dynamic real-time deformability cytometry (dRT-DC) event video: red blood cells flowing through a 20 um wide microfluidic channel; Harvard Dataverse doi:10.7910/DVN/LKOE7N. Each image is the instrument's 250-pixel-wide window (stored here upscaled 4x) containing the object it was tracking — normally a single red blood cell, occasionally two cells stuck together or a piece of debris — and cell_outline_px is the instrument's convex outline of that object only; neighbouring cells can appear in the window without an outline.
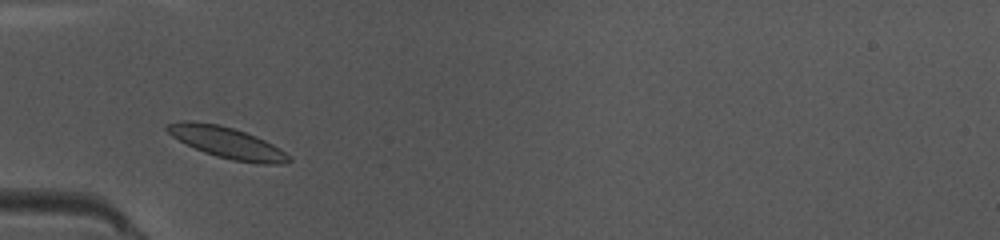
{"species": "common noctule bat (a hibernating species)", "species_latin": "Nyctalus noctula", "temperature_condition": "warm", "stored_images_in_passage": 38, "camera_frame_rate_fps": 3000, "um_per_image_px": 0.085, "animal": {"sex": "female", "body_mass_g": 10.0, "forearm_length_mm": 53.1}, "frame": {"image": 1, "passage_image": 4, "time_ms": 1.0, "image_size_px": [1000, 240], "cell_outline_px": [[292, 160], [284, 164], [260, 164], [232, 160], [216, 156], [204, 152], [172, 136], [164, 128], [168, 124], [184, 120], [192, 120], [220, 124], [256, 136], [280, 148]], "centroid_in_image_um": [19.3, 12.12], "position_along_channel_um": 65.7, "area_um2": 21.96}}
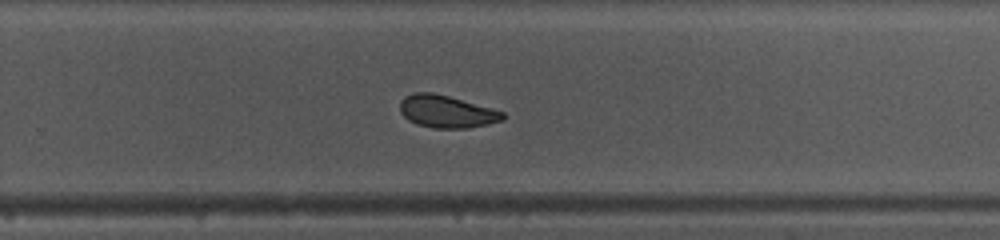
{"frame": {"image": 2, "passage_image": 21, "time_ms": 6.667, "image_size_px": [1000, 240], "cell_outline_px": [[504, 120], [488, 124], [468, 128], [432, 128], [416, 124], [408, 120], [400, 112], [400, 100], [404, 96], [412, 92], [432, 92], [448, 96], [492, 108], [504, 112]], "centroid_in_image_um": [37.93, 9.48], "position_along_channel_um": 291.9, "area_um2": 19.54}}
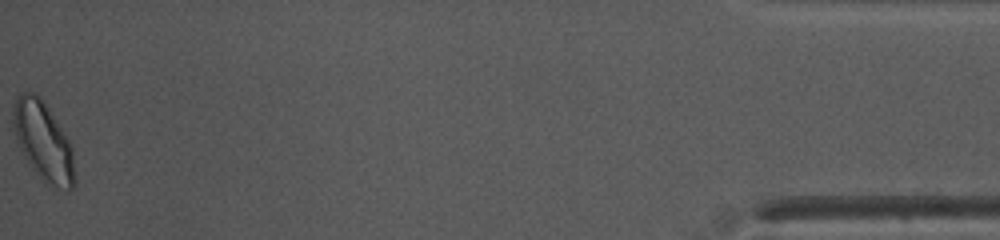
{"frame": {"image": 3, "passage_image": 38, "time_ms": 12.333, "image_size_px": [1000, 240], "cell_outline_px": [[76, 184], [68, 192], [52, 184], [40, 176], [28, 164], [16, 140], [12, 124], [12, 104], [20, 92], [32, 92], [40, 96], [44, 100], [64, 132], [72, 148], [76, 180]], "centroid_in_image_um": [3.67, 11.97], "position_along_channel_um": 431.5, "area_um2": 28.44}, "authors_computed_cell_mechanics": {"area_um2": 20.2878, "velocity_mm_per_s": 4.0078, "shape_relaxation_time_tau1_ms": 4.1424, "shape_relaxation_time_tau2_ms": 1.2661, "deformation_change_tau1": 0.1289, "deformation_change_tau2": 0.0365}}